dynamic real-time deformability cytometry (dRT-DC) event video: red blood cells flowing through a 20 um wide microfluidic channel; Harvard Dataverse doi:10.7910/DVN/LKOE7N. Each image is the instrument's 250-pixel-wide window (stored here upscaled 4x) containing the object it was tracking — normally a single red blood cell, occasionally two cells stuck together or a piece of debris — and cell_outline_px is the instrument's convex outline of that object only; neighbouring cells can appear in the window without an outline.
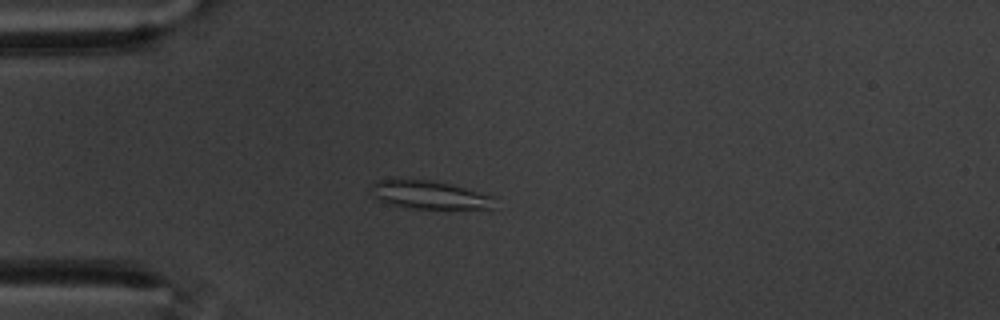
{"species": "common noctule bat (a hibernating species)", "species_latin": "Nyctalus noctula", "temperature_condition": "warm", "stored_images_in_passage": 44, "camera_frame_rate_fps": 3000, "um_per_image_px": 0.085, "animal": {"sex": "male", "body_mass_g": 20.1, "forearm_length_mm": 53.5}, "frame": {"image": 1, "passage_image": 2, "time_ms": 0.333, "image_size_px": [1000, 320], "cell_outline_px": [[496, 208], [408, 208], [392, 204], [380, 200], [372, 196], [368, 192], [372, 184], [380, 180], [428, 180], [448, 184], [496, 196]], "centroid_in_image_um": [36.52, 16.57], "position_along_channel_um": 48.5, "area_um2": 20.06}}
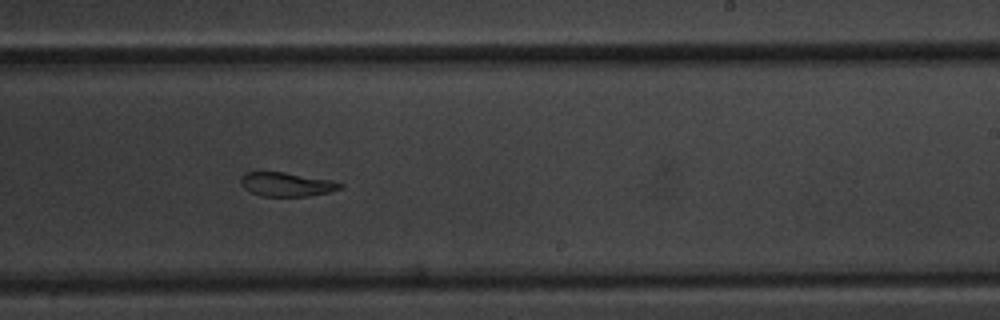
{"frame": {"image": 2, "passage_image": 22, "time_ms": 7.0, "image_size_px": [1000, 320], "cell_outline_px": [[344, 184], [340, 188], [332, 192], [308, 196], [260, 196], [244, 188], [240, 184], [240, 176], [244, 172], [284, 172], [332, 180]], "centroid_in_image_um": [24.35, 15.67], "position_along_channel_um": 264.7, "area_um2": 13.99}}
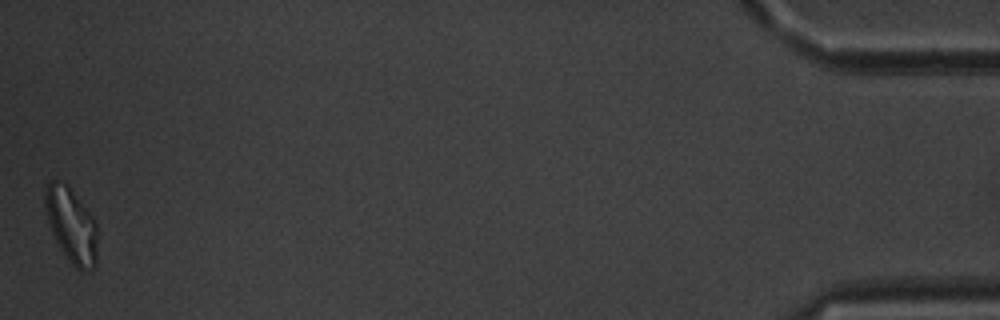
{"frame": {"image": 3, "passage_image": 44, "time_ms": 14.333, "image_size_px": [1000, 320], "cell_outline_px": [[96, 264], [92, 268], [84, 272], [80, 272], [68, 260], [60, 248], [52, 232], [48, 220], [44, 204], [44, 192], [48, 184], [52, 180], [56, 180], [68, 184], [88, 212], [96, 224]], "centroid_in_image_um": [6.05, 19.15], "position_along_channel_um": 429.2, "area_um2": 22.54}, "authors_computed_cell_mechanics": {"area_um2": 15.7505, "velocity_mm_per_s": 3.4699, "shape_relaxation_time_tau1_ms": null, "shape_relaxation_time_tau2_ms": 7.4565, "deformation_change_tau1": null, "deformation_change_tau2": 0.1315}}